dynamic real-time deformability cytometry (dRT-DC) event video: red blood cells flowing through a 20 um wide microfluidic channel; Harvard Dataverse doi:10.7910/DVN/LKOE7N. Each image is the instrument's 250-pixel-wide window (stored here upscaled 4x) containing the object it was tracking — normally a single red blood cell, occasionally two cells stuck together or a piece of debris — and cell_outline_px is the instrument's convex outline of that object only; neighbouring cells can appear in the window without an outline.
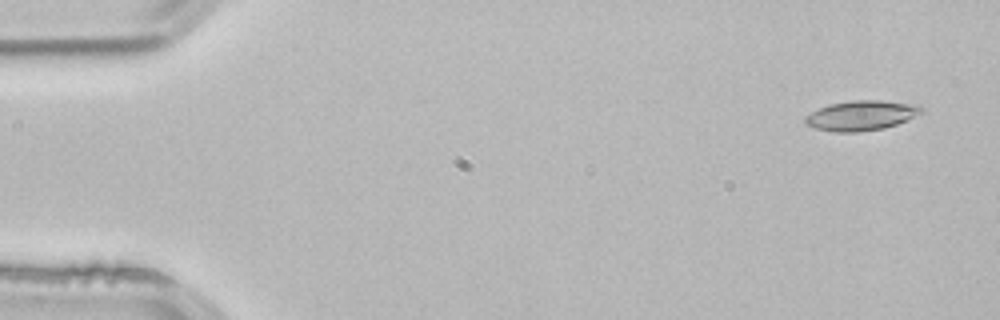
{"species": "common noctule bat (a hibernating species)", "species_latin": "Nyctalus noctula", "temperature_condition": "room temperature", "stored_images_in_passage": 4, "camera_frame_rate_fps": 3000, "um_per_image_px": 0.085, "animal": {"sex": "male", "body_mass_g": 21.5, "forearm_length_mm": 52.0}, "frame": {"image": 1, "passage_image": 1, "time_ms": 0.0, "image_size_px": [1000, 320], "cell_outline_px": [[924, 112], [908, 120], [884, 128], [856, 132], [832, 132], [816, 128], [804, 124], [804, 116], [828, 104], [856, 100], [880, 100], [920, 104], [924, 108]], "centroid_in_image_um": [73.24, 9.81], "position_along_channel_um": 11.8, "area_um2": 20.46}}
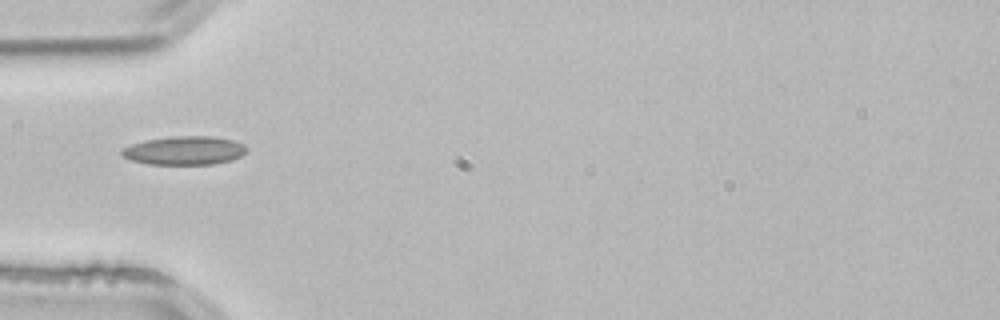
{"frame": {"image": 2, "passage_image": 4, "time_ms": 1.0, "image_size_px": [1000, 320], "cell_outline_px": [[248, 148], [240, 156], [232, 160], [212, 164], [148, 164], [128, 160], [120, 152], [120, 148], [144, 140], [176, 136], [212, 136], [232, 140], [244, 144]], "centroid_in_image_um": [15.64, 12.79], "position_along_channel_um": 69.4, "area_um2": 20.87}}